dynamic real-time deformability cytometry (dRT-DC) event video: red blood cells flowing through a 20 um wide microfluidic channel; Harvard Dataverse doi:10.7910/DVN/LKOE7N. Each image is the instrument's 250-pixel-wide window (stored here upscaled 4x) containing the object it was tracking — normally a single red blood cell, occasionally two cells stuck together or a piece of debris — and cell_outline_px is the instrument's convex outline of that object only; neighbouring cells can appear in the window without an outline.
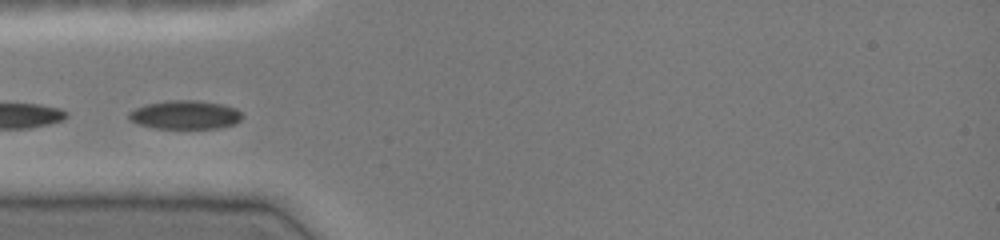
{"species": "common noctule bat (a hibernating species)", "species_latin": "Nyctalus noctula", "temperature_condition": "cold", "stored_images_in_passage": 7, "camera_frame_rate_fps": 3000, "um_per_image_px": 0.085, "animal": {"sex": "female", "body_mass_g": 19.0, "forearm_length_mm": 51.5}, "frame": {"image": 1, "passage_image": 4, "time_ms": 1.0, "image_size_px": [1000, 240], "cell_outline_px": [[240, 120], [236, 124], [216, 128], [156, 128], [140, 124], [128, 120], [128, 112], [136, 108], [148, 104], [168, 100], [196, 100], [224, 104], [236, 108], [240, 112]], "centroid_in_image_um": [15.74, 9.75], "position_along_channel_um": 69.3, "area_um2": 18.84}}